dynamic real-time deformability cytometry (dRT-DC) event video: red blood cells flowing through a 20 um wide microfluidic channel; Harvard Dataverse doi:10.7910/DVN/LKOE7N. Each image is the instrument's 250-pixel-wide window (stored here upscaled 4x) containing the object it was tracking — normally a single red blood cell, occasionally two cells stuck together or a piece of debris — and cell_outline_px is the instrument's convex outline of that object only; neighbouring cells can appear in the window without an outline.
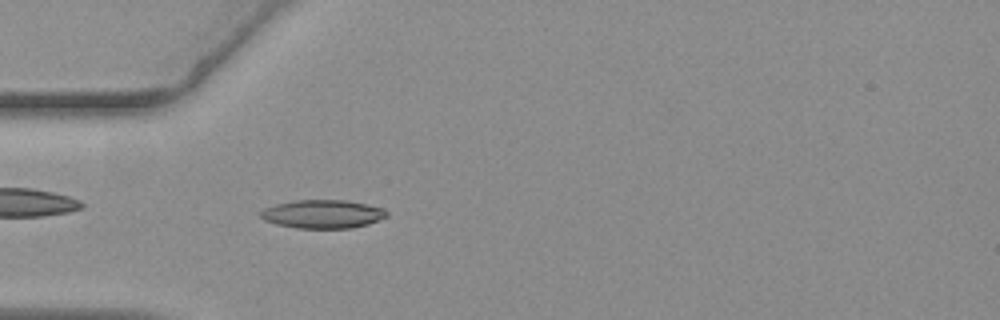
{"species": "common noctule bat (a hibernating species)", "species_latin": "Nyctalus noctula", "temperature_condition": "warm", "stored_images_in_passage": 43, "camera_frame_rate_fps": 3000, "um_per_image_px": 0.085, "animal": {"sex": "female", "body_mass_g": 19.3, "forearm_length_mm": 54.1}, "frame": {"image": 1, "passage_image": 5, "time_ms": 1.333, "image_size_px": [1000, 320], "cell_outline_px": [[388, 216], [368, 224], [352, 228], [296, 228], [276, 224], [264, 220], [260, 216], [260, 212], [264, 208], [276, 204], [296, 200], [348, 200], [384, 208], [388, 212]], "centroid_in_image_um": [27.44, 18.19], "position_along_channel_um": 57.6, "area_um2": 20.98}}
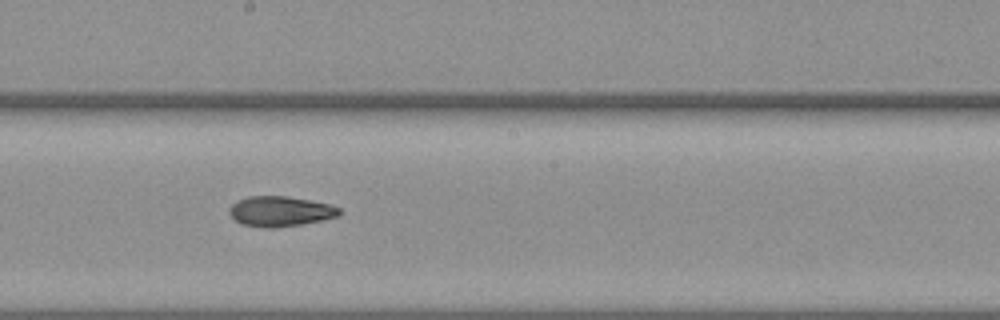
{"frame": {"image": 2, "passage_image": 19, "time_ms": 6.0, "image_size_px": [1000, 320], "cell_outline_px": [[340, 212], [336, 216], [320, 220], [300, 224], [276, 228], [264, 228], [240, 224], [228, 212], [228, 208], [232, 204], [248, 196], [288, 196], [328, 204], [340, 208]], "centroid_in_image_um": [23.76, 17.96], "position_along_channel_um": 224.4, "area_um2": 19.13}}
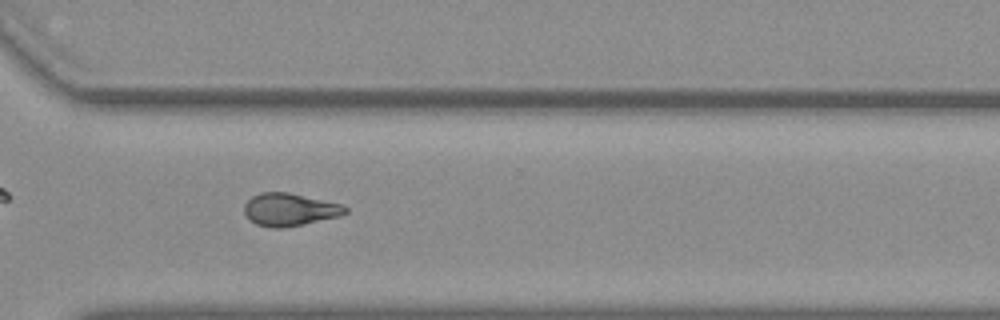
{"frame": {"image": 3, "passage_image": 29, "time_ms": 9.333, "image_size_px": [1000, 320], "cell_outline_px": [[348, 212], [340, 216], [304, 224], [280, 228], [268, 228], [256, 224], [248, 220], [244, 212], [244, 204], [252, 196], [260, 192], [288, 192], [340, 204], [348, 208]], "centroid_in_image_um": [24.58, 17.82], "position_along_channel_um": 346.0, "area_um2": 19.31}}